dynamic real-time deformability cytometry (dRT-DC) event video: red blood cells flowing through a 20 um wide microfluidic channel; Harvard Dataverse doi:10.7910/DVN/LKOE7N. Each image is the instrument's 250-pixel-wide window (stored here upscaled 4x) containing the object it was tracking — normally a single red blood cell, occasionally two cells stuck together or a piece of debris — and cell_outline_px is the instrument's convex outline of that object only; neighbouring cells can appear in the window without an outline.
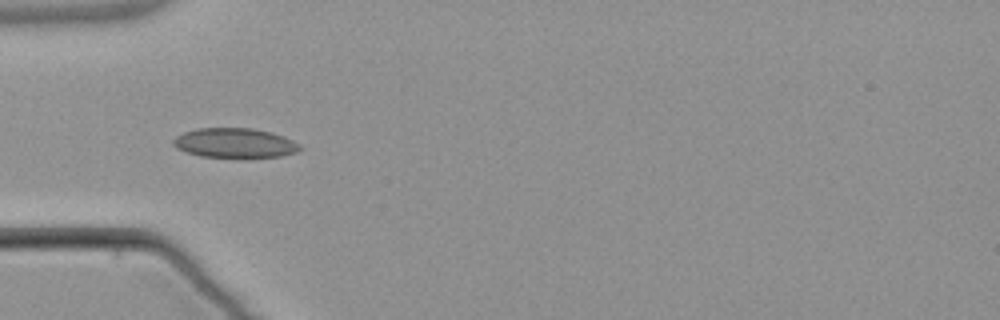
{"species": "common noctule bat (a hibernating species)", "species_latin": "Nyctalus noctula", "temperature_condition": "warm", "stored_images_in_passage": 8, "camera_frame_rate_fps": 3000, "um_per_image_px": 0.085, "animal": {"sex": "male", "body_mass_g": 21.5, "forearm_length_mm": 52.0}, "frame": {"image": 1, "passage_image": 5, "time_ms": 5.0, "image_size_px": [1000, 320], "cell_outline_px": [[304, 148], [296, 152], [280, 156], [244, 160], [240, 160], [200, 156], [176, 148], [172, 144], [172, 140], [176, 136], [184, 132], [196, 128], [252, 128], [272, 132], [284, 136], [300, 144]], "centroid_in_image_um": [19.99, 12.19], "position_along_channel_um": 65.0, "area_um2": 22.83}}
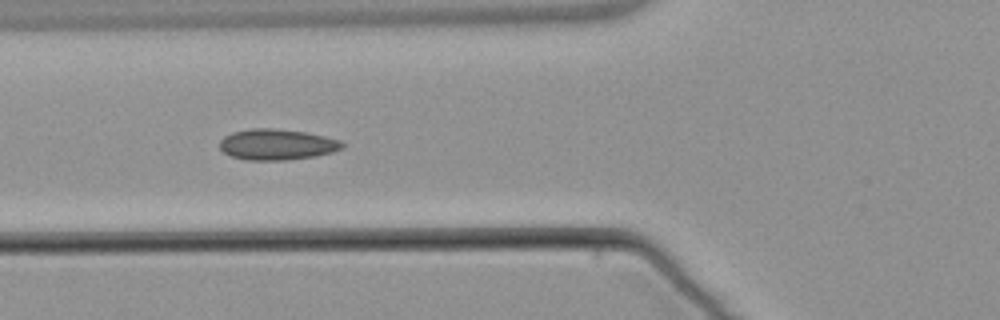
{"frame": {"image": 2, "passage_image": 6, "time_ms": 6.0, "image_size_px": [1000, 320], "cell_outline_px": [[344, 148], [332, 152], [316, 156], [284, 160], [248, 160], [232, 156], [224, 152], [220, 148], [220, 140], [224, 136], [232, 132], [252, 128], [272, 128], [308, 132], [340, 140], [344, 144]], "centroid_in_image_um": [23.55, 12.27], "position_along_channel_um": 102.2, "area_um2": 22.08}}